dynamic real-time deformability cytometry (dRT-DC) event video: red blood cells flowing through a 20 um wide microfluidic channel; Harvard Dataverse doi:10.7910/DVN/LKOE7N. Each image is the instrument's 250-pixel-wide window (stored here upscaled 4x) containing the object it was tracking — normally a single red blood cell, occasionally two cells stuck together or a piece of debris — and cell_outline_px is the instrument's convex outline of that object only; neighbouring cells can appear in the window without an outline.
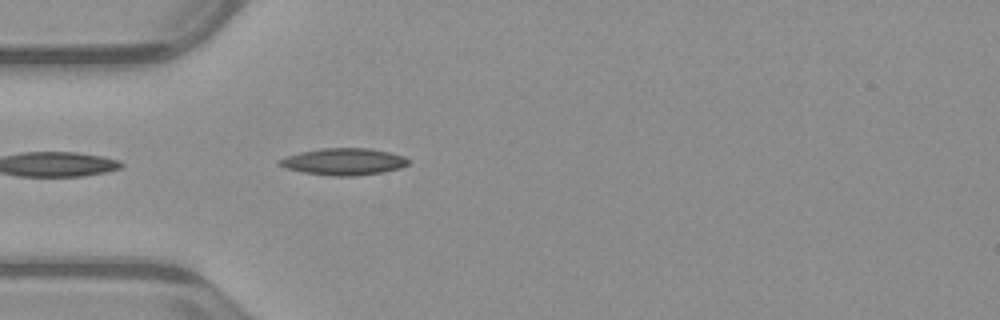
{"species": "common noctule bat (a hibernating species)", "species_latin": "Nyctalus noctula", "temperature_condition": "warm", "stored_images_in_passage": 24, "camera_frame_rate_fps": 3000, "um_per_image_px": 0.085, "animal": {"sex": "male", "body_mass_g": 23.1, "forearm_length_mm": 52.7}, "frame": {"image": 1, "passage_image": 1, "time_ms": 0.0, "image_size_px": [1000, 320], "cell_outline_px": [[408, 164], [400, 168], [384, 172], [352, 176], [332, 176], [304, 172], [284, 168], [276, 164], [280, 160], [288, 156], [300, 152], [320, 148], [368, 148], [388, 152], [404, 156], [408, 160]], "centroid_in_image_um": [29.2, 13.74], "position_along_channel_um": 55.8, "area_um2": 20.06}}
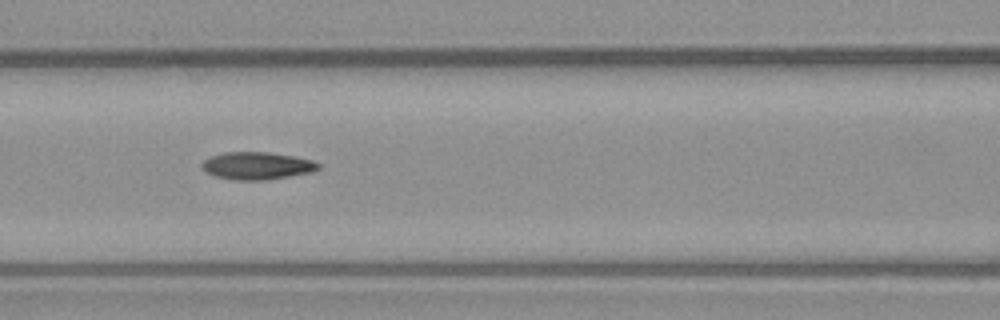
{"frame": {"image": 2, "passage_image": 8, "time_ms": 2.333, "image_size_px": [1000, 320], "cell_outline_px": [[320, 168], [312, 172], [268, 180], [236, 180], [216, 176], [208, 172], [200, 164], [204, 160], [212, 156], [224, 152], [268, 152], [296, 156], [312, 160], [320, 164]], "centroid_in_image_um": [21.89, 14.08], "position_along_channel_um": 144.7, "area_um2": 18.61}}
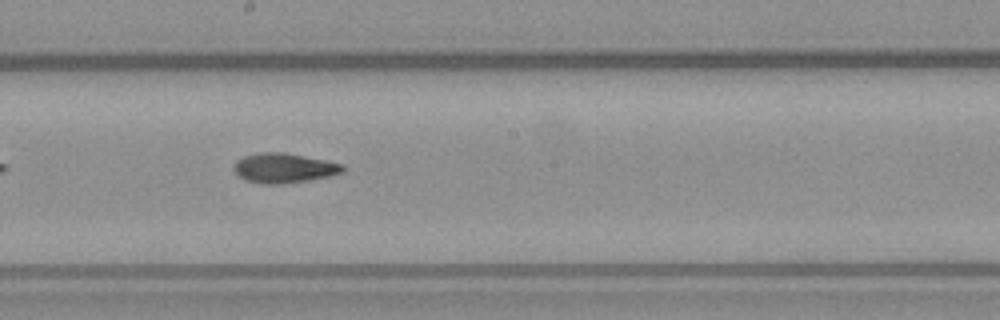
{"frame": {"image": 3, "passage_image": 14, "time_ms": 4.333, "image_size_px": [1000, 320], "cell_outline_px": [[344, 172], [328, 176], [308, 180], [280, 184], [260, 184], [244, 180], [232, 168], [236, 160], [244, 156], [256, 152], [284, 152], [344, 164]], "centroid_in_image_um": [24.1, 14.28], "position_along_channel_um": 224.1, "area_um2": 18.9}}